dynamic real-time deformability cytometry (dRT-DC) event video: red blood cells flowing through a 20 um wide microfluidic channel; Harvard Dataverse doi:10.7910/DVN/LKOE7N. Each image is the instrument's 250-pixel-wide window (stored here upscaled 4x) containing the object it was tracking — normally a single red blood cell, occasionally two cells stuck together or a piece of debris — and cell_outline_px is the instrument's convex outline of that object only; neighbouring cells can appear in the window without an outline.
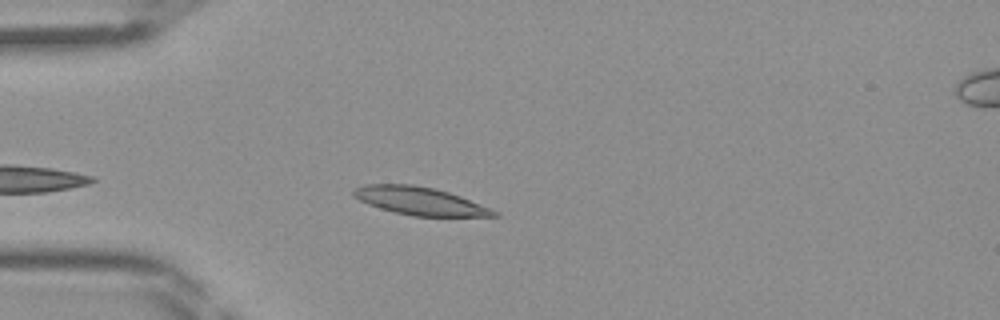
{"species": "Egyptian fruit bat (a non-hibernating species)", "species_latin": "Rousettus aegyptiacus", "temperature_condition": "room temperature", "stored_images_in_passage": 39, "camera_frame_rate_fps": 3000, "um_per_image_px": 0.085, "frame": {"image": 1, "passage_image": 8, "time_ms": 2.333, "image_size_px": [1000, 320], "cell_outline_px": [[500, 216], [412, 216], [380, 208], [368, 204], [352, 196], [352, 192], [356, 188], [364, 184], [412, 184], [432, 188], [448, 192], [460, 196], [500, 212]], "centroid_in_image_um": [35.68, 17.08], "position_along_channel_um": 49.3, "area_um2": 22.66}}
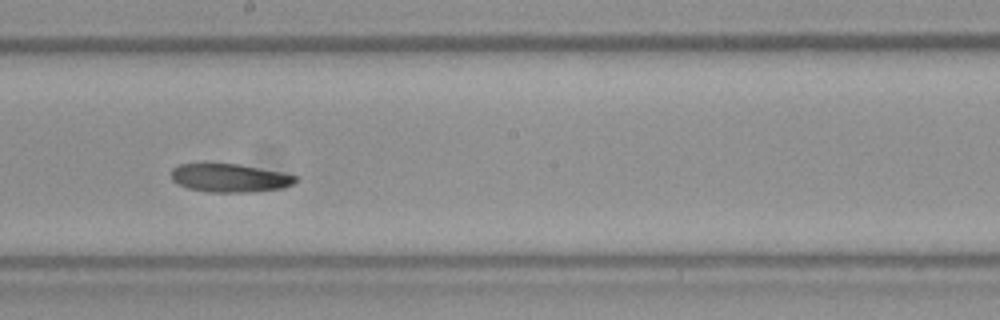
{"frame": {"image": 2, "passage_image": 21, "time_ms": 6.667, "image_size_px": [1000, 320], "cell_outline_px": [[300, 180], [292, 184], [280, 188], [252, 192], [212, 192], [188, 188], [172, 180], [172, 168], [180, 164], [204, 160], [240, 164], [300, 176]], "centroid_in_image_um": [19.5, 15.07], "position_along_channel_um": 228.7, "area_um2": 21.27}}
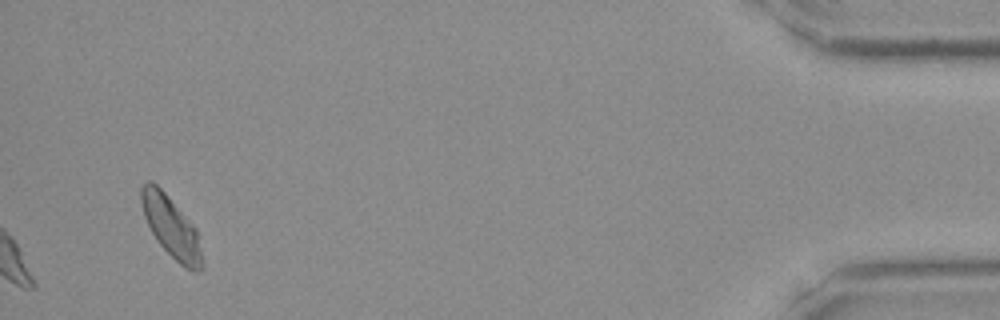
{"frame": {"image": 3, "passage_image": 39, "time_ms": 12.667, "image_size_px": [1000, 320], "cell_outline_px": [[204, 268], [200, 272], [192, 272], [184, 268], [156, 240], [144, 216], [140, 204], [140, 188], [148, 180], [152, 180], [168, 196], [196, 228], [204, 264]], "centroid_in_image_um": [14.56, 19.32], "position_along_channel_um": 420.6, "area_um2": 21.68}}